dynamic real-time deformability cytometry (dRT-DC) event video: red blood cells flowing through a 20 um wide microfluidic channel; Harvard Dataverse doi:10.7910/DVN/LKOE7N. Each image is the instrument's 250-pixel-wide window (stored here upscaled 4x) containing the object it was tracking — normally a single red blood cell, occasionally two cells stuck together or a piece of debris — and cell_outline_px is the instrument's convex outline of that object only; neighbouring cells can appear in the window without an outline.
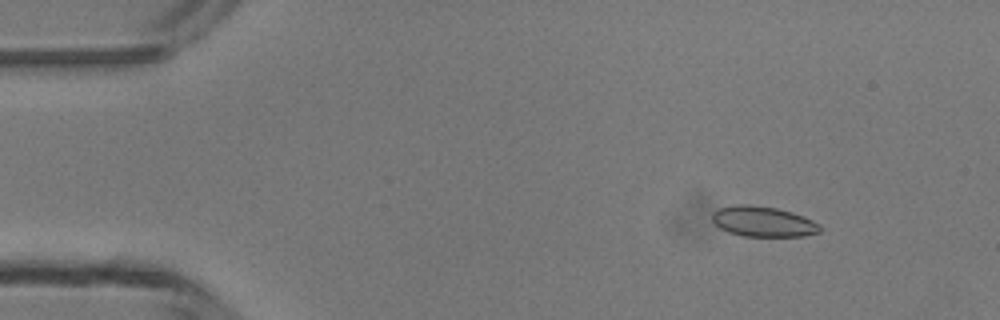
{"species": "common noctule bat (a hibernating species)", "species_latin": "Nyctalus noctula", "temperature_condition": "room temperature", "stored_images_in_passage": 5, "camera_frame_rate_fps": 3000, "um_per_image_px": 0.085, "animal": {"sex": "male", "body_mass_g": 13.3}, "frame": {"image": 1, "passage_image": 2, "time_ms": 1.0, "image_size_px": [1000, 320], "cell_outline_px": [[820, 232], [804, 236], [744, 236], [728, 232], [720, 228], [712, 220], [712, 212], [716, 208], [736, 204], [752, 204], [776, 208], [792, 212], [804, 216], [820, 224]], "centroid_in_image_um": [64.84, 18.82], "position_along_channel_um": 20.2, "area_um2": 19.25}}
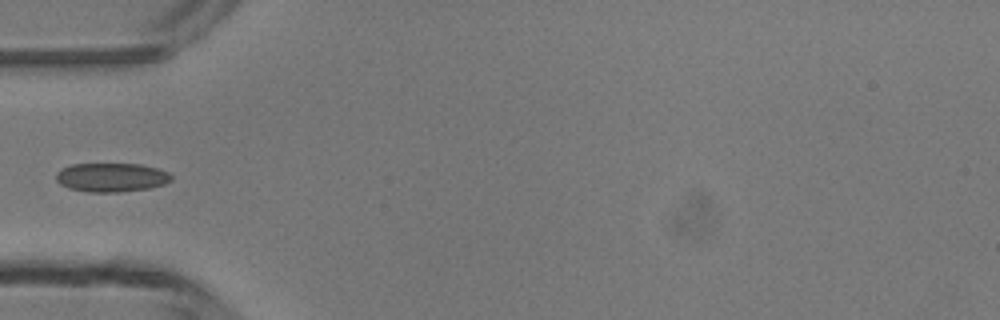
{"frame": {"image": 2, "passage_image": 5, "time_ms": 4.333, "image_size_px": [1000, 320], "cell_outline_px": [[172, 180], [164, 184], [148, 188], [116, 192], [88, 192], [68, 188], [60, 184], [56, 180], [56, 172], [72, 164], [140, 164], [156, 168], [168, 172], [172, 176]], "centroid_in_image_um": [9.46, 15.08], "position_along_channel_um": 75.5, "area_um2": 19.31}}